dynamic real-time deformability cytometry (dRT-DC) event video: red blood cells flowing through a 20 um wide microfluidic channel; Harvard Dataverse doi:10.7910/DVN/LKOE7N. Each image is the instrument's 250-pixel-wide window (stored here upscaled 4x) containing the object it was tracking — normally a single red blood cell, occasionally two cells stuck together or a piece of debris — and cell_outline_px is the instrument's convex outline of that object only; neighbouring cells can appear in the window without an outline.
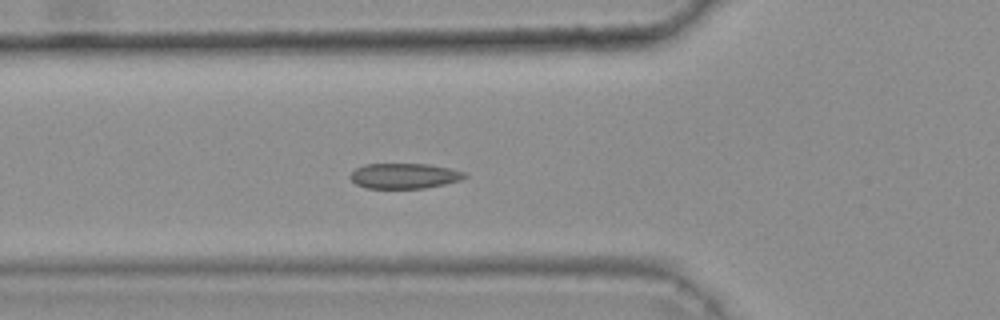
{"species": "common noctule bat (a hibernating species)", "species_latin": "Nyctalus noctula", "temperature_condition": "warm", "stored_images_in_passage": 39, "camera_frame_rate_fps": 3000, "um_per_image_px": 0.085, "animal": {"sex": "female", "body_mass_g": 25.1}, "frame": {"image": 1, "passage_image": 12, "time_ms": 3.667, "image_size_px": [1000, 320], "cell_outline_px": [[468, 176], [460, 180], [444, 184], [424, 188], [368, 188], [356, 184], [348, 176], [356, 168], [364, 164], [428, 164], [468, 172]], "centroid_in_image_um": [34.38, 14.94], "position_along_channel_um": 91.4, "area_um2": 16.88}, "authors_computed_cell_mechanics": {"area_um2": 16.762, "velocity_mm_per_s": 3.7157, "shape_relaxation_time_tau1_ms": null, "shape_relaxation_time_tau2_ms": 1.8621, "deformation_change_tau1": null, "deformation_change_tau2": 0.0378}}